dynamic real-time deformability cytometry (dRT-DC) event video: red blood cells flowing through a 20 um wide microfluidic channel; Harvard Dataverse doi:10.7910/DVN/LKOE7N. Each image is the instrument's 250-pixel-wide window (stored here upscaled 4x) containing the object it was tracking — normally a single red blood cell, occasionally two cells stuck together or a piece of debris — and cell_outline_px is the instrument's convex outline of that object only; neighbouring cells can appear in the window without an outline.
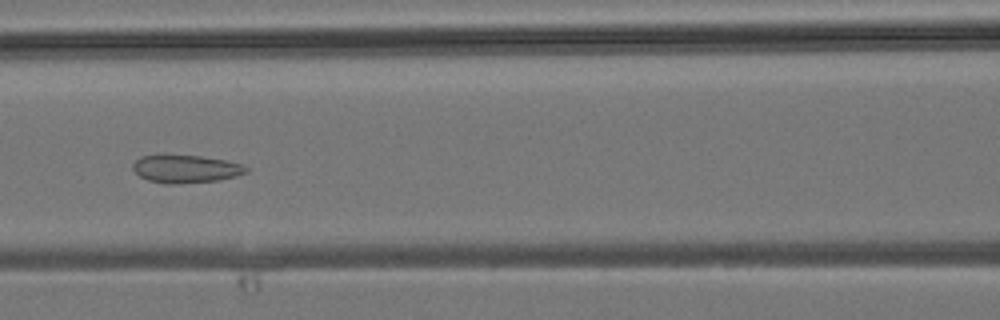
{"species": "common noctule bat (a hibernating species)", "species_latin": "Nyctalus noctula", "temperature_condition": "room temperature", "stored_images_in_passage": 32, "camera_frame_rate_fps": 3000, "um_per_image_px": 0.085, "animal": {"sex": "male", "body_mass_g": 19.2, "forearm_length_mm": 51.8}, "frame": {"image": 1, "passage_image": 12, "time_ms": 3.667, "image_size_px": [1000, 320], "cell_outline_px": [[248, 172], [236, 176], [220, 180], [172, 184], [164, 184], [148, 180], [140, 176], [132, 168], [132, 164], [140, 156], [160, 152], [164, 152], [200, 156], [224, 160], [240, 164], [248, 168]], "centroid_in_image_um": [15.71, 14.31], "position_along_channel_um": 150.9, "area_um2": 19.02}}
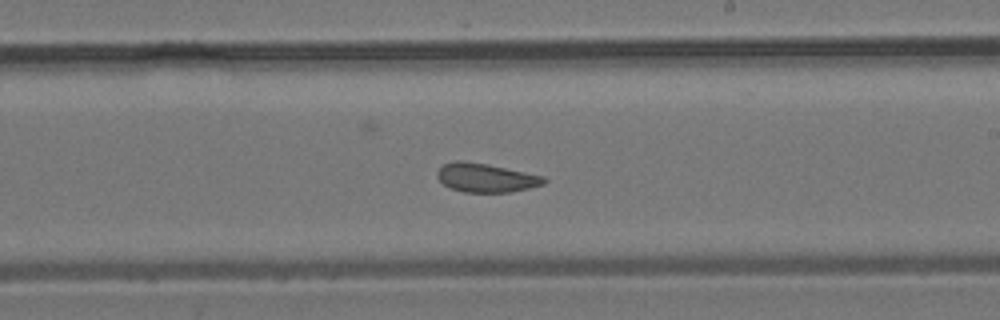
{"frame": {"image": 2, "passage_image": 18, "time_ms": 5.667, "image_size_px": [1000, 320], "cell_outline_px": [[548, 180], [544, 184], [528, 188], [508, 192], [464, 192], [452, 188], [444, 184], [436, 176], [436, 172], [444, 164], [456, 160], [464, 160], [488, 164], [544, 176]], "centroid_in_image_um": [41.3, 15.1], "position_along_channel_um": 247.7, "area_um2": 17.86}}
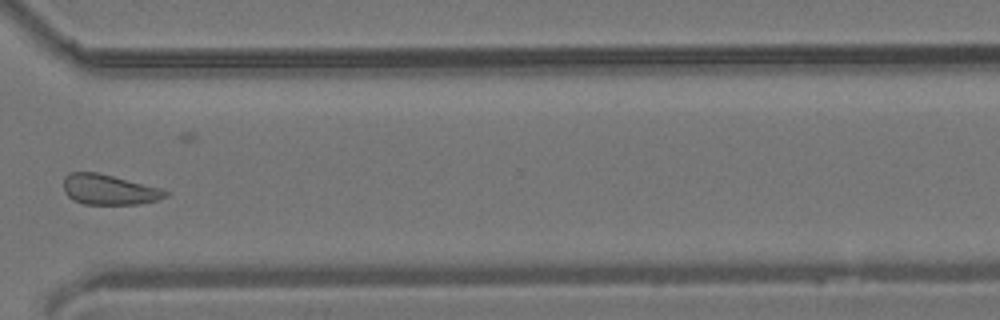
{"frame": {"image": 3, "passage_image": 25, "time_ms": 8.0, "image_size_px": [1000, 320], "cell_outline_px": [[168, 196], [156, 200], [140, 204], [84, 204], [72, 200], [64, 192], [64, 176], [72, 172], [96, 172], [160, 188], [168, 192]], "centroid_in_image_um": [9.23, 16.12], "position_along_channel_um": 361.4, "area_um2": 17.8}}